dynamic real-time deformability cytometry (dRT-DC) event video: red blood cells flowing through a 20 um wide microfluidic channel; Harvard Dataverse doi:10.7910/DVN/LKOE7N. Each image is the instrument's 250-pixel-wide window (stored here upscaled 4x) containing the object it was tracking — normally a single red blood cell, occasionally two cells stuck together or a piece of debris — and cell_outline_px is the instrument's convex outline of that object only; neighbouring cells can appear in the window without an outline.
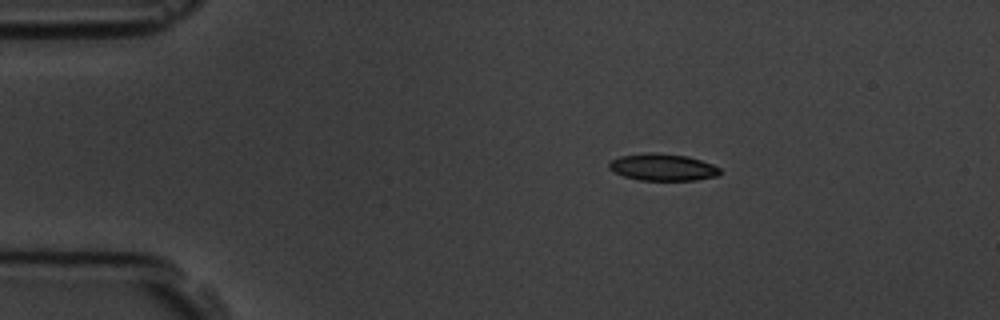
{"species": "common noctule bat (a hibernating species)", "species_latin": "Nyctalus noctula", "temperature_condition": "room temperature", "stored_images_in_passage": 4, "camera_frame_rate_fps": 3000, "um_per_image_px": 0.085, "animal": {"sex": "male", "body_mass_g": 19.5, "forearm_length_mm": 54.6}, "frame": {"image": 1, "passage_image": 2, "time_ms": 1.333, "image_size_px": [1000, 320], "cell_outline_px": [[720, 172], [716, 176], [696, 180], [640, 180], [624, 176], [608, 168], [608, 164], [612, 160], [620, 156], [648, 152], [656, 152], [688, 156], [712, 164], [720, 168]], "centroid_in_image_um": [56.32, 14.2], "position_along_channel_um": 28.7, "area_um2": 17.34}}